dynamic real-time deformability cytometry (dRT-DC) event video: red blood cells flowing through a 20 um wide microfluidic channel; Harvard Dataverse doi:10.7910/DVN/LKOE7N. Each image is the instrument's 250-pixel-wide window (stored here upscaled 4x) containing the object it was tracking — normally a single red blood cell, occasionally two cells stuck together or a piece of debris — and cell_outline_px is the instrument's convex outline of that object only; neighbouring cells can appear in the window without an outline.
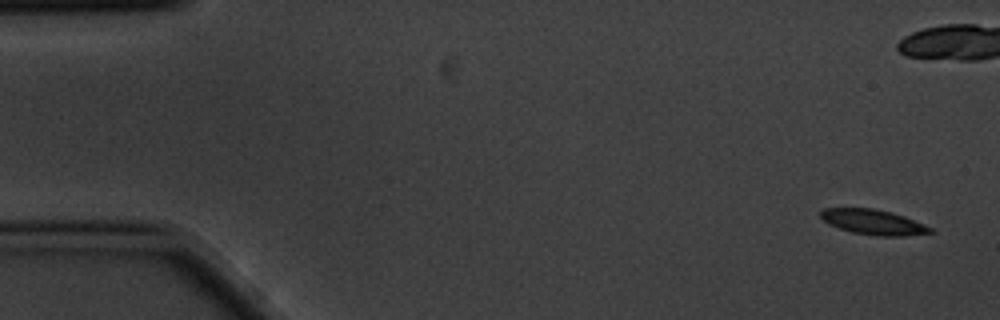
{"species": "common noctule bat (a hibernating species)", "species_latin": "Nyctalus noctula", "temperature_condition": "cold", "stored_images_in_passage": 6, "camera_frame_rate_fps": 3000, "um_per_image_px": 0.085, "animal": {"sex": "male", "body_mass_g": 20.1, "forearm_length_mm": 53.5}, "frame": {"image": 1, "passage_image": 1, "time_ms": 0.0, "image_size_px": [1000, 320], "cell_outline_px": [[936, 232], [904, 236], [880, 236], [852, 232], [828, 224], [820, 216], [820, 212], [824, 208], [872, 208], [892, 212], [904, 216], [924, 224], [932, 228]], "centroid_in_image_um": [74.25, 18.87], "position_along_channel_um": 10.7, "area_um2": 16.01}}